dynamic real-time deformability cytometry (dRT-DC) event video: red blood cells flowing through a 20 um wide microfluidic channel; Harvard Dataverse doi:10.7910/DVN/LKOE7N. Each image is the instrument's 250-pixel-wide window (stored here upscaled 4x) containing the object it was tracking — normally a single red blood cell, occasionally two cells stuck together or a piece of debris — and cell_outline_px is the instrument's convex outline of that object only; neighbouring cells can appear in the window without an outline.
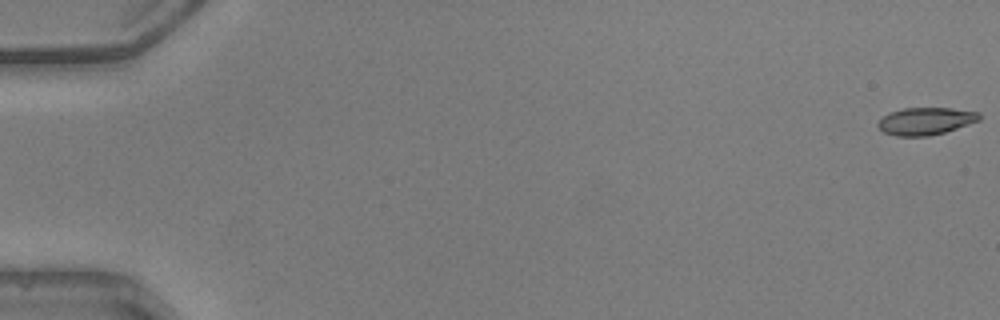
{"species": "common noctule bat (a hibernating species)", "species_latin": "Nyctalus noctula", "temperature_condition": "warm", "stored_images_in_passage": 48, "camera_frame_rate_fps": 3000, "um_per_image_px": 0.085, "animal": {"sex": "male", "body_mass_g": 20.5, "forearm_length_mm": 52.5}, "frame": {"image": 1, "passage_image": 1, "time_ms": 0.0, "image_size_px": [1000, 320], "cell_outline_px": [[980, 120], [944, 132], [928, 136], [896, 136], [884, 132], [876, 124], [888, 112], [904, 108], [952, 108], [980, 112]], "centroid_in_image_um": [78.67, 10.28], "position_along_channel_um": 6.3, "area_um2": 16.07}}
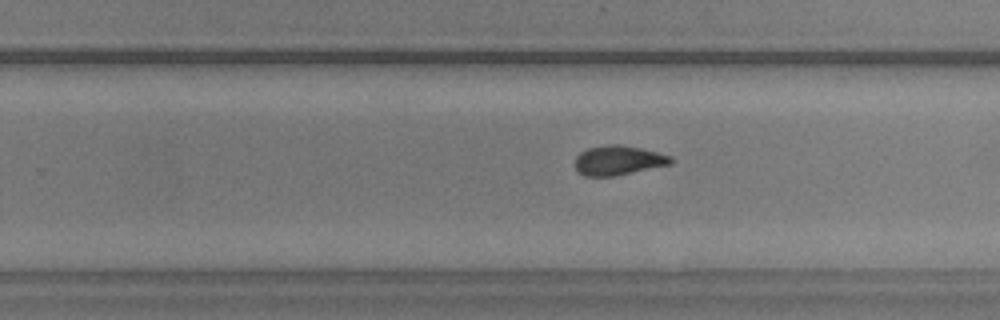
{"frame": {"image": 2, "passage_image": 33, "time_ms": 10.667, "image_size_px": [1000, 320], "cell_outline_px": [[676, 160], [672, 164], [612, 176], [584, 176], [576, 168], [576, 156], [580, 152], [588, 148], [608, 144], [620, 144], [640, 148], [672, 156]], "centroid_in_image_um": [52.59, 13.62], "position_along_channel_um": 277.2, "area_um2": 16.42}}
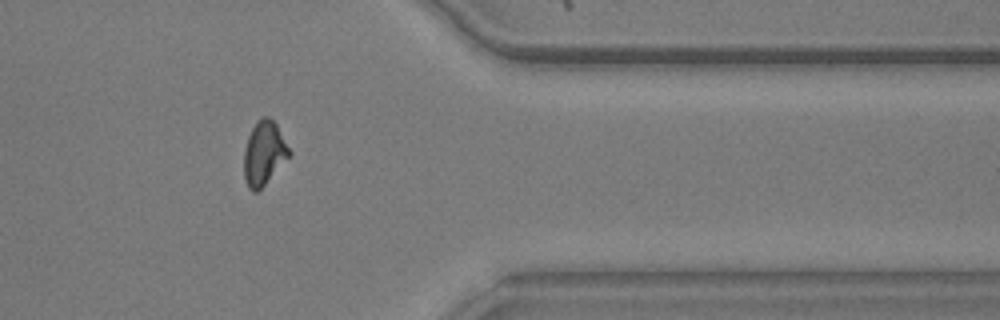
{"frame": {"image": 3, "passage_image": 42, "time_ms": 13.667, "image_size_px": [1000, 320], "cell_outline_px": [[292, 156], [256, 192], [252, 192], [248, 188], [244, 180], [244, 148], [248, 136], [256, 120], [264, 116], [268, 116], [276, 124], [292, 152]], "centroid_in_image_um": [22.45, 13.02], "position_along_channel_um": 389.0, "area_um2": 17.05}}